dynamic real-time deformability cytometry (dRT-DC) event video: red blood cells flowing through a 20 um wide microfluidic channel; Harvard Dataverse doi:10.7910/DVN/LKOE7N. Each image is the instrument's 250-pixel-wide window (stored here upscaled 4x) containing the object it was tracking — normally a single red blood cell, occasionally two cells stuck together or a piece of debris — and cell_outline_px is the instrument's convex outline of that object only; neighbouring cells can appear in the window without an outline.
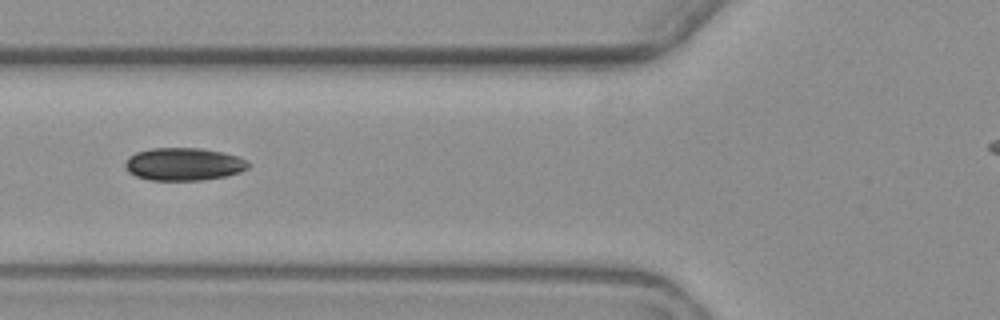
{"species": "common noctule bat (a hibernating species)", "species_latin": "Nyctalus noctula", "temperature_condition": "warm", "stored_images_in_passage": 3, "camera_frame_rate_fps": 3000, "um_per_image_px": 0.085, "animal": {"sex": "female", "body_mass_g": 19.3, "forearm_length_mm": 54.1}, "frame": {"image": 1, "passage_image": 2, "time_ms": 1.0, "image_size_px": [1000, 320], "cell_outline_px": [[248, 168], [240, 172], [224, 176], [200, 180], [152, 180], [136, 176], [128, 172], [124, 168], [124, 164], [136, 152], [152, 148], [200, 148], [224, 152], [248, 160]], "centroid_in_image_um": [15.62, 13.95], "position_along_channel_um": 110.2, "area_um2": 23.35}}
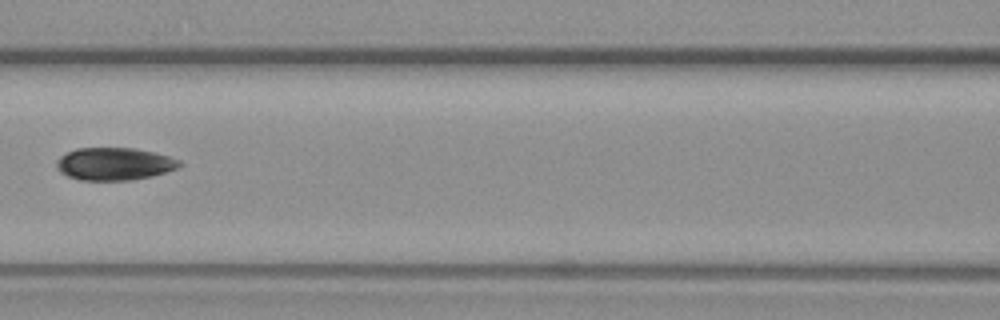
{"frame": {"image": 2, "passage_image": 3, "time_ms": 2.333, "image_size_px": [1000, 320], "cell_outline_px": [[184, 164], [176, 168], [152, 176], [132, 180], [80, 180], [68, 176], [60, 172], [56, 168], [56, 160], [60, 156], [76, 148], [136, 148], [168, 156], [180, 160]], "centroid_in_image_um": [9.7, 13.93], "position_along_channel_um": 156.9, "area_um2": 23.35}}